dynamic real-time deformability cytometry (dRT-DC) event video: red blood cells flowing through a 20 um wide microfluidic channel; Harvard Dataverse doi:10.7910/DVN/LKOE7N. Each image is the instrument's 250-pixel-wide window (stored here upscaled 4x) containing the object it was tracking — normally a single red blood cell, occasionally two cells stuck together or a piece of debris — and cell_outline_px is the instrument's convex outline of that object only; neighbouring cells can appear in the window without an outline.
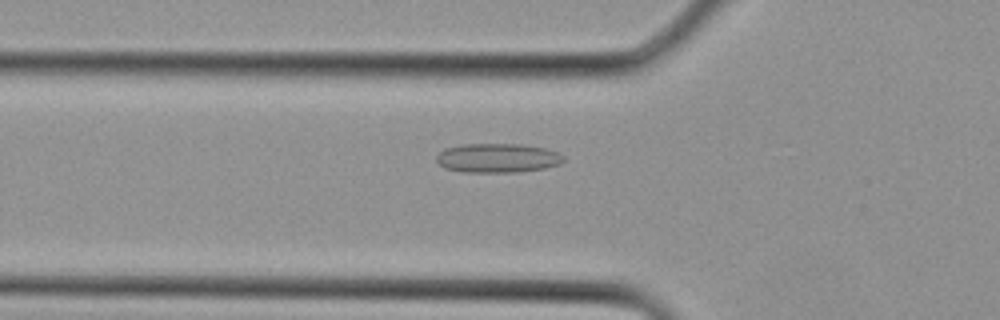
{"species": "Egyptian fruit bat (a non-hibernating species)", "species_latin": "Rousettus aegyptiacus", "temperature_condition": "cold", "stored_images_in_passage": 5, "camera_frame_rate_fps": 3000, "um_per_image_px": 0.085, "animal": {"sex": "female"}, "frame": {"image": 1, "passage_image": 5, "time_ms": 1.333, "image_size_px": [1000, 320], "cell_outline_px": [[564, 160], [560, 164], [544, 168], [516, 172], [464, 172], [444, 168], [436, 160], [436, 156], [444, 148], [464, 144], [520, 144], [544, 148], [556, 152], [564, 156]], "centroid_in_image_um": [42.27, 13.43], "position_along_channel_um": 83.5, "area_um2": 21.56}}